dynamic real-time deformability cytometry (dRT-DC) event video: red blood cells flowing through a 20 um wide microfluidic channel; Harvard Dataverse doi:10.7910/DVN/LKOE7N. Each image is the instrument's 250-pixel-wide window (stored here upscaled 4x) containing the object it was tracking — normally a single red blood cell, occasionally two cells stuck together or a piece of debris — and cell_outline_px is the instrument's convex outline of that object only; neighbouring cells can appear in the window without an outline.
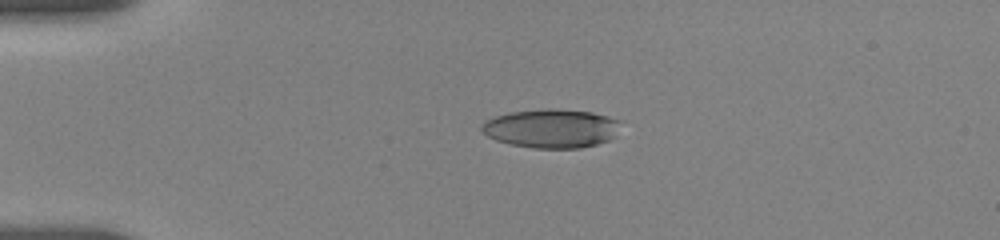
{"species": "human", "species_latin": "Homo sapiens", "temperature_condition": "room temperature", "stored_images_in_passage": 8, "camera_frame_rate_fps": 3000, "um_per_image_px": 0.085, "donor": {"sex": "female"}, "frame": {"image": 1, "passage_image": 1, "time_ms": 0.0, "image_size_px": [1000, 240], "cell_outline_px": [[620, 120], [616, 136], [608, 140], [596, 144], [580, 148], [532, 148], [512, 144], [496, 140], [480, 132], [480, 124], [496, 116], [512, 112], [548, 108], [556, 108], [592, 112], [608, 116]], "centroid_in_image_um": [46.87, 10.91], "position_along_channel_um": 38.1, "area_um2": 31.5}}
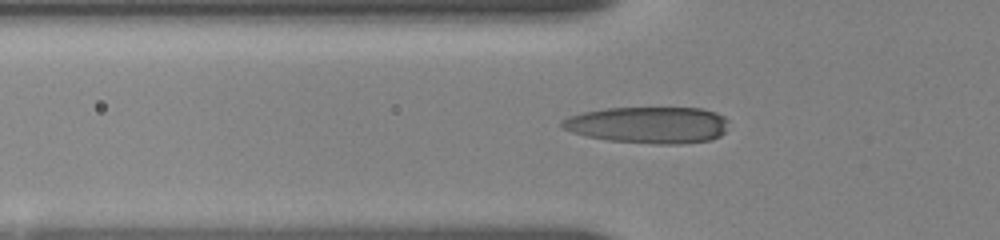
{"frame": {"image": 2, "passage_image": 6, "time_ms": 2.0, "image_size_px": [1000, 240], "cell_outline_px": [[728, 120], [724, 132], [720, 136], [712, 140], [680, 144], [656, 144], [608, 140], [588, 136], [572, 132], [564, 128], [560, 124], [560, 120], [568, 116], [584, 112], [604, 108], [700, 108], [716, 112], [724, 116]], "centroid_in_image_um": [55.12, 10.62], "position_along_channel_um": 70.7, "area_um2": 35.6}}